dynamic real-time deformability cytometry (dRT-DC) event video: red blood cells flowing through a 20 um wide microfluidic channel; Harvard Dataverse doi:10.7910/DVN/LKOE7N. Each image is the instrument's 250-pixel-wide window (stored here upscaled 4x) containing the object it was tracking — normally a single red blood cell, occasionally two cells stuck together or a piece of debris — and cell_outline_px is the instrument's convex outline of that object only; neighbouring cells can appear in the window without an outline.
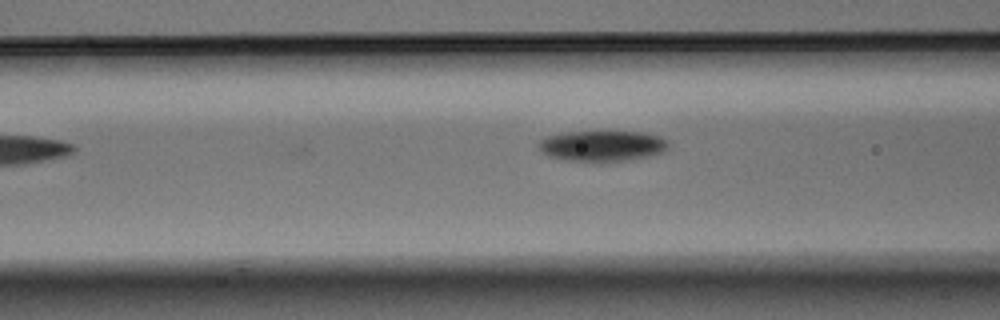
{"species": "Egyptian fruit bat (a non-hibernating species)", "species_latin": "Rousettus aegyptiacus", "temperature_condition": "warm", "stored_images_in_passage": 5, "camera_frame_rate_fps": 3000, "um_per_image_px": 0.085, "animal": {"sex": "male"}, "frame": {"image": 1, "passage_image": 5, "time_ms": 1.333, "image_size_px": [1000, 320], "cell_outline_px": [[668, 148], [664, 152], [648, 156], [628, 160], [604, 164], [600, 164], [564, 160], [548, 156], [540, 152], [536, 144], [540, 140], [548, 136], [568, 132], [644, 132], [660, 136], [668, 140]], "centroid_in_image_um": [51.17, 12.44], "position_along_channel_um": 115.4, "area_um2": 23.99}}